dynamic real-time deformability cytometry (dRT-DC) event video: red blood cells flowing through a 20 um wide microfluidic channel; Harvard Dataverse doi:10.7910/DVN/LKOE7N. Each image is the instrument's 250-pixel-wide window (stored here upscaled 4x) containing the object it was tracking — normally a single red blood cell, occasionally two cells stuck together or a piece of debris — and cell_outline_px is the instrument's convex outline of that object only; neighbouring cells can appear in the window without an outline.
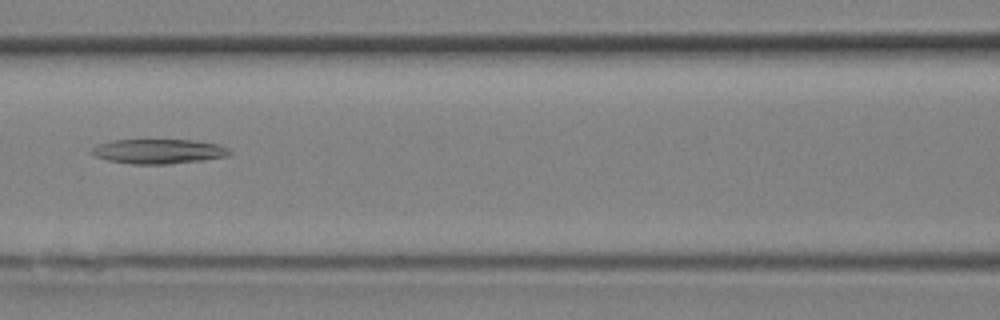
{"species": "Egyptian fruit bat (a non-hibernating species)", "species_latin": "Rousettus aegyptiacus", "temperature_condition": "room temperature", "stored_images_in_passage": 5, "camera_frame_rate_fps": 3000, "um_per_image_px": 0.085, "animal": {"sex": "female"}, "frame": {"image": 1, "passage_image": 4, "time_ms": 1.0, "image_size_px": [1000, 320], "cell_outline_px": [[232, 152], [228, 156], [200, 160], [168, 164], [132, 164], [108, 160], [96, 156], [92, 152], [92, 148], [100, 144], [112, 140], [188, 140], [216, 144], [228, 148]], "centroid_in_image_um": [13.48, 12.87], "position_along_channel_um": 153.1, "area_um2": 19.42}}